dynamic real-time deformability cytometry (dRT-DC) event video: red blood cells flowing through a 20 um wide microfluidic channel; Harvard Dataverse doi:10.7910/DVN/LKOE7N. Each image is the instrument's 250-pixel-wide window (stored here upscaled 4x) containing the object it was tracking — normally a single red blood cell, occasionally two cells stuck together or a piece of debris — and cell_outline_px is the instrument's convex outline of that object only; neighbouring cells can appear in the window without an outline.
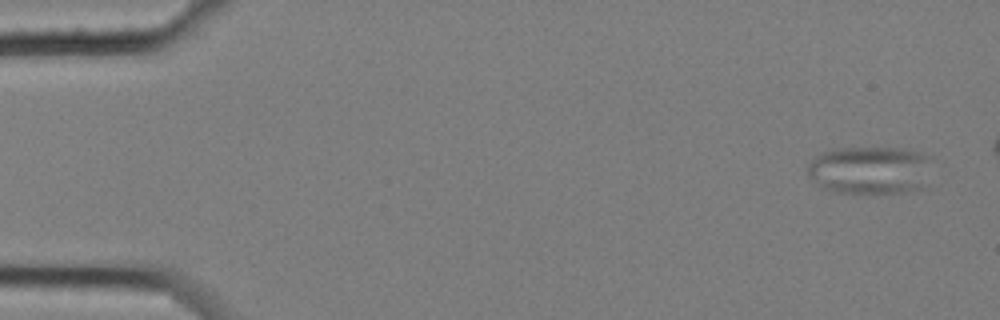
{"species": "common noctule bat (a hibernating species)", "species_latin": "Nyctalus noctula", "temperature_condition": "cold", "stored_images_in_passage": 6, "camera_frame_rate_fps": 3000, "um_per_image_px": 0.085, "animal": {"sex": "female", "body_mass_g": 25.1}, "frame": {"image": 1, "passage_image": 1, "time_ms": 0.0, "image_size_px": [1000, 320], "cell_outline_px": [[932, 156], [924, 188], [904, 192], [852, 196], [820, 188], [808, 176], [808, 164], [820, 152], [832, 148], [908, 148]], "centroid_in_image_um": [73.93, 14.49], "position_along_channel_um": 11.1, "area_um2": 36.13}}